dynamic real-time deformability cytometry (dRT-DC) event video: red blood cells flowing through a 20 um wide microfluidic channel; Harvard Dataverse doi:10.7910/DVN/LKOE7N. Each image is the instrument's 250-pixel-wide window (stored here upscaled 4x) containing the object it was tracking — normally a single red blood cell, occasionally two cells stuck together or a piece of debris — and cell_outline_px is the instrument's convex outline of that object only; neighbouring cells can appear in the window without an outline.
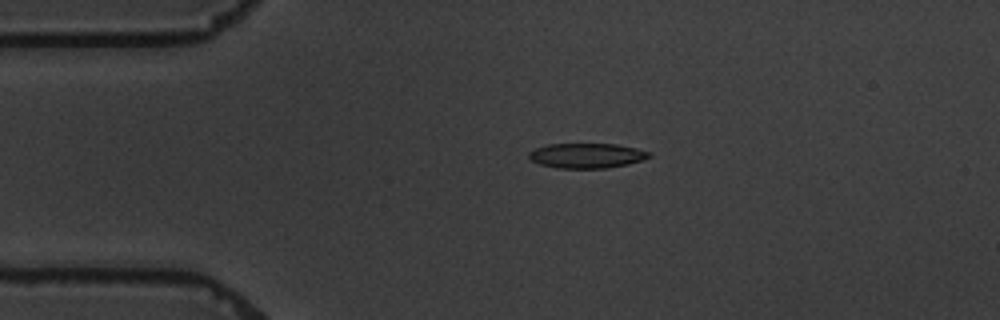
{"species": "common noctule bat (a hibernating species)", "species_latin": "Nyctalus noctula", "temperature_condition": "warm", "stored_images_in_passage": 5, "camera_frame_rate_fps": 3000, "um_per_image_px": 0.085, "animal": {"sex": "male", "body_mass_g": 19.5, "forearm_length_mm": 54.6}, "frame": {"image": 1, "passage_image": 4, "time_ms": 3.333, "image_size_px": [1000, 320], "cell_outline_px": [[652, 156], [628, 164], [604, 168], [556, 168], [540, 164], [532, 160], [528, 156], [528, 152], [536, 148], [548, 144], [616, 144], [636, 148], [652, 152]], "centroid_in_image_um": [49.87, 13.22], "position_along_channel_um": 35.1, "area_um2": 17.4}}